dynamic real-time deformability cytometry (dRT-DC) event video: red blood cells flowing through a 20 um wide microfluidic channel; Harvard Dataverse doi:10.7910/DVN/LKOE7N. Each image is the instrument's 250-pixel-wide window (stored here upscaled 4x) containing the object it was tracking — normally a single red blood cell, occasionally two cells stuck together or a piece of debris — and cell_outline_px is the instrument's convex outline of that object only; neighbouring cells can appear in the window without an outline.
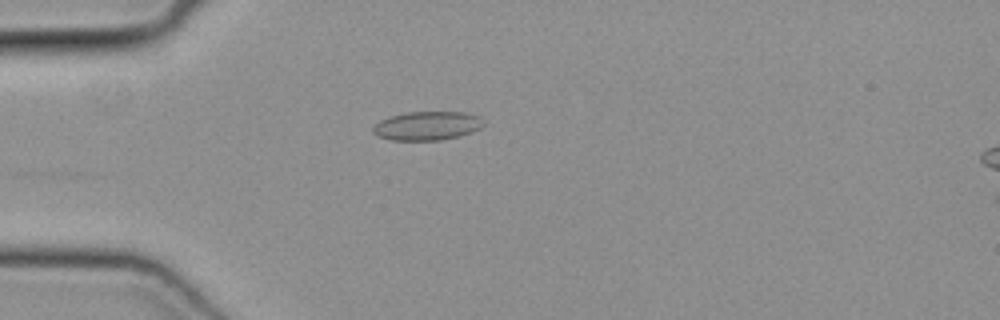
{"species": "common noctule bat (a hibernating species)", "species_latin": "Nyctalus noctula", "temperature_condition": "cold", "stored_images_in_passage": 38, "camera_frame_rate_fps": 3000, "um_per_image_px": 0.085, "animal": {"sex": "female", "body_mass_g": 19.3, "forearm_length_mm": 54.1}, "frame": {"image": 1, "passage_image": 6, "time_ms": 1.667, "image_size_px": [1000, 320], "cell_outline_px": [[484, 124], [480, 128], [472, 132], [460, 136], [440, 140], [388, 140], [376, 136], [372, 132], [372, 128], [380, 120], [392, 116], [408, 112], [464, 112], [476, 116]], "centroid_in_image_um": [36.26, 10.71], "position_along_channel_um": 48.7, "area_um2": 18.44}}
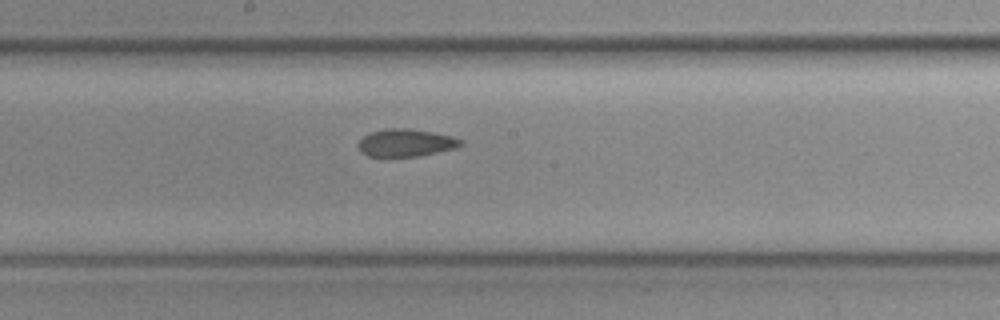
{"frame": {"image": 2, "passage_image": 19, "time_ms": 6.0, "image_size_px": [1000, 320], "cell_outline_px": [[464, 144], [456, 148], [416, 156], [368, 156], [356, 144], [364, 136], [372, 132], [384, 128], [408, 128], [432, 132], [452, 136], [464, 140]], "centroid_in_image_um": [34.53, 12.12], "position_along_channel_um": 213.7, "area_um2": 16.3}}
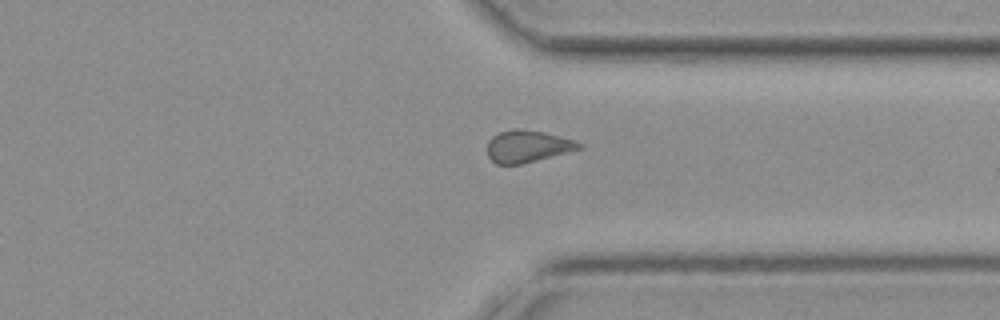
{"frame": {"image": 3, "passage_image": 30, "time_ms": 9.667, "image_size_px": [1000, 320], "cell_outline_px": [[584, 148], [520, 164], [496, 164], [488, 156], [488, 140], [492, 136], [500, 132], [512, 128], [516, 128], [544, 132], [576, 140], [584, 144]], "centroid_in_image_um": [44.87, 12.42], "position_along_channel_um": 366.5, "area_um2": 17.17}}